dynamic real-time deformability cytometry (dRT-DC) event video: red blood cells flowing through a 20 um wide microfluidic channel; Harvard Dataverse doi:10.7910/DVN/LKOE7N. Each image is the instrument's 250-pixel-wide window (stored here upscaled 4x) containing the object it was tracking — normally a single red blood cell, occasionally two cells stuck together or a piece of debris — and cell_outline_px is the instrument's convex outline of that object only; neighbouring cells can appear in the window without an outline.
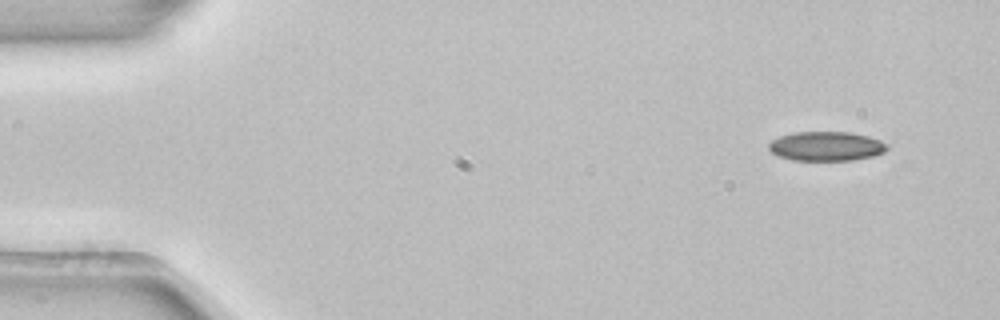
{"species": "common noctule bat (a hibernating species)", "species_latin": "Nyctalus noctula", "temperature_condition": "room temperature", "stored_images_in_passage": 3, "camera_frame_rate_fps": 3000, "um_per_image_px": 0.085, "animal": {"sex": "female", "body_mass_g": 22.7, "forearm_length_mm": 54.2}, "frame": {"image": 1, "passage_image": 1, "time_ms": 0.0, "image_size_px": [1000, 320], "cell_outline_px": [[888, 148], [884, 152], [872, 156], [852, 160], [792, 160], [780, 156], [772, 152], [768, 148], [768, 144], [772, 140], [780, 136], [792, 132], [852, 132], [868, 136], [880, 140], [888, 144]], "centroid_in_image_um": [70.24, 12.42], "position_along_channel_um": 14.8, "area_um2": 20.23}}